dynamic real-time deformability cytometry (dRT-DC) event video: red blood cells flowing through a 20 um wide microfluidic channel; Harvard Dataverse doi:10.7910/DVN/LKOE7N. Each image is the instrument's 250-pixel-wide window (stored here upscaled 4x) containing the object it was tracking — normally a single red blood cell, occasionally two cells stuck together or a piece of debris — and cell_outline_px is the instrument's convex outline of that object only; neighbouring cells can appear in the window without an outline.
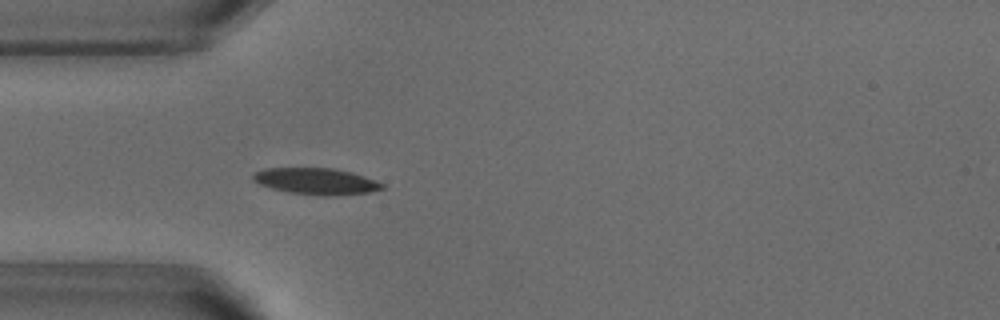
{"species": "common noctule bat (a hibernating species)", "species_latin": "Nyctalus noctula", "temperature_condition": "warm", "stored_images_in_passage": 38, "camera_frame_rate_fps": 3000, "um_per_image_px": 0.085, "animal": {"sex": "male", "body_mass_g": 18.8}, "frame": {"image": 1, "passage_image": 1, "time_ms": 0.0, "image_size_px": [1000, 320], "cell_outline_px": [[384, 188], [368, 192], [328, 196], [324, 196], [288, 192], [272, 188], [260, 184], [252, 180], [252, 176], [256, 172], [264, 168], [332, 168], [352, 172], [364, 176], [384, 184]], "centroid_in_image_um": [26.86, 15.4], "position_along_channel_um": 58.1, "area_um2": 19.71}}
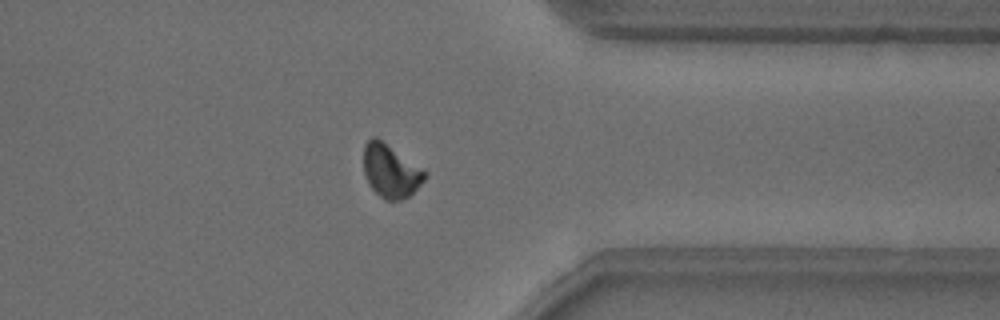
{"frame": {"image": 2, "passage_image": 27, "time_ms": 8.667, "image_size_px": [1000, 320], "cell_outline_px": [[428, 172], [424, 180], [408, 196], [400, 200], [384, 200], [368, 184], [364, 172], [364, 144], [372, 136], [376, 136]], "centroid_in_image_um": [33.19, 14.51], "position_along_channel_um": 378.2, "area_um2": 18.84}}
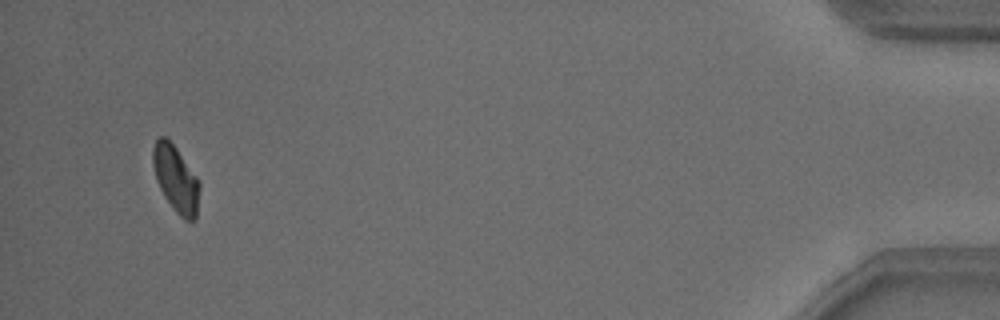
{"frame": {"image": 3, "passage_image": 36, "time_ms": 11.667, "image_size_px": [1000, 320], "cell_outline_px": [[200, 188], [196, 220], [184, 220], [176, 212], [164, 196], [156, 180], [152, 164], [152, 148], [156, 140], [160, 136], [164, 136], [176, 148], [200, 180]], "centroid_in_image_um": [14.95, 15.21], "position_along_channel_um": 420.2, "area_um2": 18.15}, "authors_computed_cell_mechanics": {"area_um2": 18.8717, "velocity_mm_per_s": 3.8093, "shape_relaxation_time_tau1_ms": 2.4913, "shape_relaxation_time_tau2_ms": null, "deformation_change_tau1": 0.101, "deformation_change_tau2": null}}